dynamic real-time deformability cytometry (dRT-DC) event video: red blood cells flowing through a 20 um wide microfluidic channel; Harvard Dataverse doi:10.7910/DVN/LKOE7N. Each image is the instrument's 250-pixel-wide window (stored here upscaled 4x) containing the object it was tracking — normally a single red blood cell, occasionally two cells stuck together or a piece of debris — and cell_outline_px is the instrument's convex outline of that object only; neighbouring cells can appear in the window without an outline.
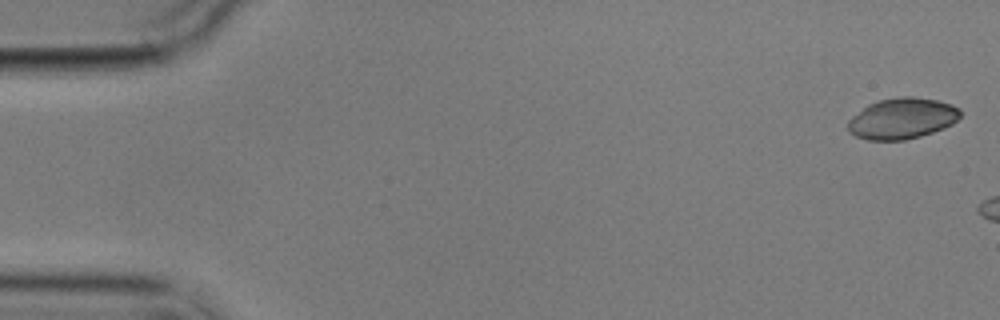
{"species": "common noctule bat (a hibernating species)", "species_latin": "Nyctalus noctula", "temperature_condition": "cold", "stored_images_in_passage": 3, "camera_frame_rate_fps": 3000, "um_per_image_px": 0.085, "animal": {"sex": "male", "body_mass_g": 17.9}, "frame": {"image": 1, "passage_image": 1, "time_ms": 0.0, "image_size_px": [1000, 320], "cell_outline_px": [[960, 116], [952, 124], [944, 128], [920, 136], [904, 140], [868, 140], [856, 136], [848, 132], [848, 120], [852, 116], [868, 104], [880, 100], [900, 96], [912, 96], [936, 100], [952, 104], [960, 108]], "centroid_in_image_um": [76.67, 10.07], "position_along_channel_um": 8.3, "area_um2": 26.82}}